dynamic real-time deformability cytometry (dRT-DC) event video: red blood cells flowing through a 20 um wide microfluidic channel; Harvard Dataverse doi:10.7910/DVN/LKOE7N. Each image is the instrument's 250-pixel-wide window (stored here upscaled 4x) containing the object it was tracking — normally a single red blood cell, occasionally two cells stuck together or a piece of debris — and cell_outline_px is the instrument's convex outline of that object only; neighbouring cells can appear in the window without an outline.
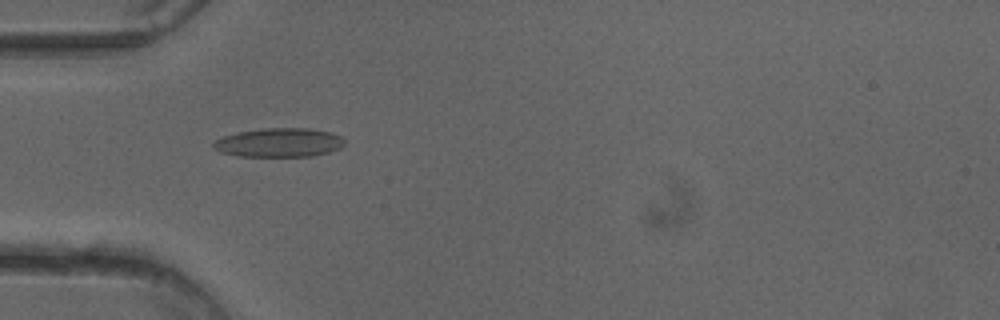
{"species": "common noctule bat (a hibernating species)", "species_latin": "Nyctalus noctula", "temperature_condition": "cold", "stored_images_in_passage": 38, "camera_frame_rate_fps": 3000, "um_per_image_px": 0.085, "animal": {"sex": "female"}, "frame": {"image": 1, "passage_image": 3, "time_ms": 0.667, "image_size_px": [1000, 320], "cell_outline_px": [[344, 144], [340, 148], [328, 152], [312, 156], [236, 156], [220, 152], [212, 148], [212, 144], [216, 140], [224, 136], [236, 132], [260, 128], [308, 128], [332, 132], [340, 136], [344, 140]], "centroid_in_image_um": [23.7, 12.11], "position_along_channel_um": 61.3, "area_um2": 22.25}}
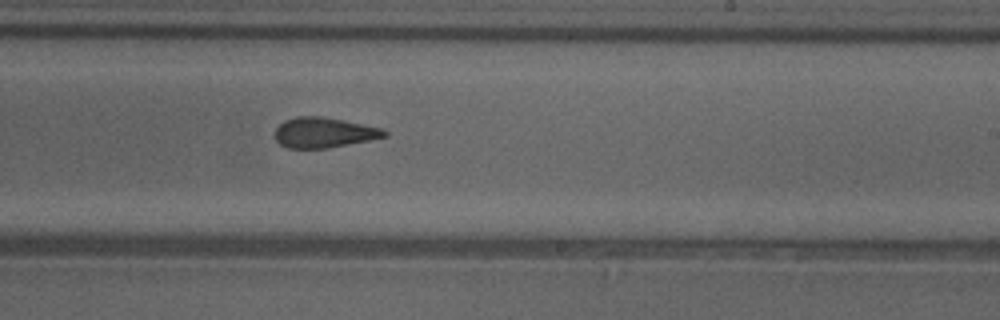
{"frame": {"image": 2, "passage_image": 18, "time_ms": 5.667, "image_size_px": [1000, 320], "cell_outline_px": [[388, 136], [328, 148], [288, 148], [280, 144], [276, 140], [276, 128], [284, 120], [296, 116], [320, 116], [384, 128], [388, 132]], "centroid_in_image_um": [27.54, 11.26], "position_along_channel_um": 261.5, "area_um2": 19.19}}
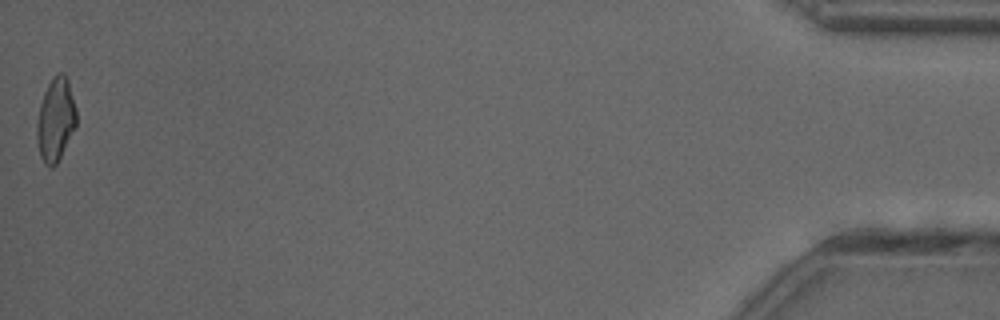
{"frame": {"image": 3, "passage_image": 38, "time_ms": 12.333, "image_size_px": [1000, 320], "cell_outline_px": [[76, 124], [56, 164], [52, 168], [44, 164], [40, 156], [36, 136], [36, 124], [40, 104], [44, 92], [52, 76], [56, 72], [64, 72], [68, 80], [76, 108]], "centroid_in_image_um": [4.71, 10.13], "position_along_channel_um": 430.5, "area_um2": 19.13}, "authors_computed_cell_mechanics": {"area_um2": 19.7387, "velocity_mm_per_s": 4.0396, "shape_relaxation_time_tau1_ms": null, "shape_relaxation_time_tau2_ms": 2.4489, "deformation_change_tau1": null, "deformation_change_tau2": 0.0897}}